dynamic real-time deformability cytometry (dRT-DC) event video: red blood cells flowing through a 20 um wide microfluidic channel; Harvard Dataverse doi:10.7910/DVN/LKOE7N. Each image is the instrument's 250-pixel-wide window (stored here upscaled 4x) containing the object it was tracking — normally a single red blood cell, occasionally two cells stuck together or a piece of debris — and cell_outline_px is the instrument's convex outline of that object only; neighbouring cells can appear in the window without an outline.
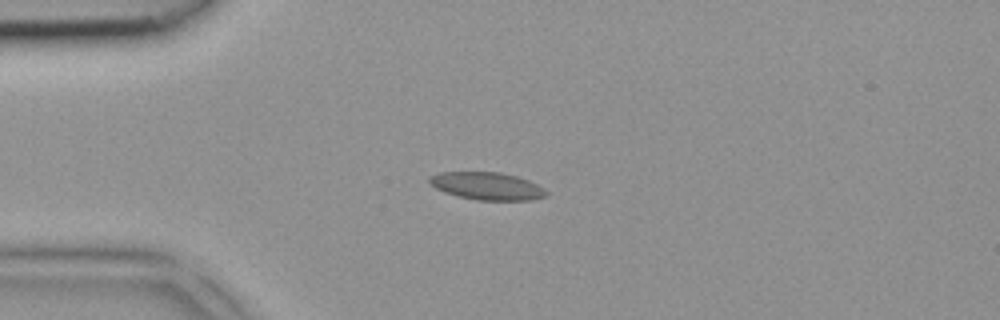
{"species": "common noctule bat (a hibernating species)", "species_latin": "Nyctalus noctula", "temperature_condition": "room temperature", "stored_images_in_passage": 3, "camera_frame_rate_fps": 3000, "um_per_image_px": 0.085, "animal": {"sex": "female", "body_mass_g": 18.4}, "frame": {"image": 1, "passage_image": 1, "time_ms": 0.0, "image_size_px": [1000, 320], "cell_outline_px": [[548, 192], [544, 196], [528, 200], [476, 200], [456, 196], [444, 192], [428, 184], [428, 176], [440, 172], [500, 172], [516, 176], [528, 180], [544, 188]], "centroid_in_image_um": [41.33, 15.81], "position_along_channel_um": 43.7, "area_um2": 18.84}}